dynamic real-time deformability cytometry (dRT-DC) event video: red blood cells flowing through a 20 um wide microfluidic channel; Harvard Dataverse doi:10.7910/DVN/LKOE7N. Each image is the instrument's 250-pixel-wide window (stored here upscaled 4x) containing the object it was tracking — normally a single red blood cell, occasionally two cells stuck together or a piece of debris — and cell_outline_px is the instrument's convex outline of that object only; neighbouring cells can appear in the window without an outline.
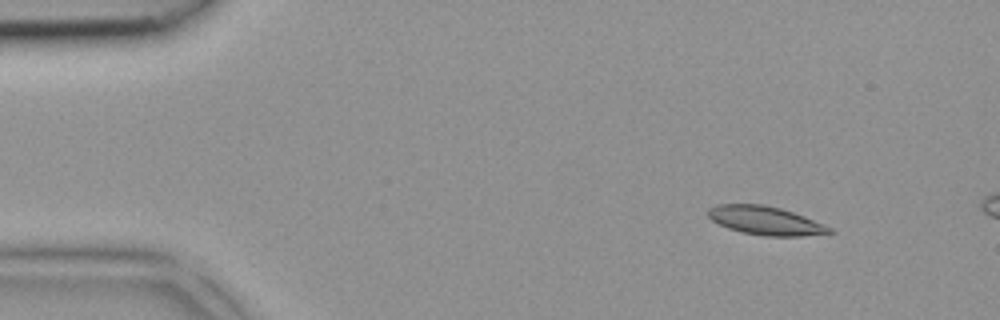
{"species": "common noctule bat (a hibernating species)", "species_latin": "Nyctalus noctula", "temperature_condition": "room temperature", "stored_images_in_passage": 2, "camera_frame_rate_fps": 3000, "um_per_image_px": 0.085, "animal": {"sex": "female", "body_mass_g": 18.4}, "frame": {"image": 1, "passage_image": 1, "time_ms": 0.0, "image_size_px": [1000, 320], "cell_outline_px": [[836, 232], [804, 236], [764, 236], [744, 232], [728, 228], [712, 220], [708, 216], [708, 208], [716, 204], [764, 204], [780, 208], [804, 216], [832, 228]], "centroid_in_image_um": [65.07, 18.74], "position_along_channel_um": 19.9, "area_um2": 20.11}}